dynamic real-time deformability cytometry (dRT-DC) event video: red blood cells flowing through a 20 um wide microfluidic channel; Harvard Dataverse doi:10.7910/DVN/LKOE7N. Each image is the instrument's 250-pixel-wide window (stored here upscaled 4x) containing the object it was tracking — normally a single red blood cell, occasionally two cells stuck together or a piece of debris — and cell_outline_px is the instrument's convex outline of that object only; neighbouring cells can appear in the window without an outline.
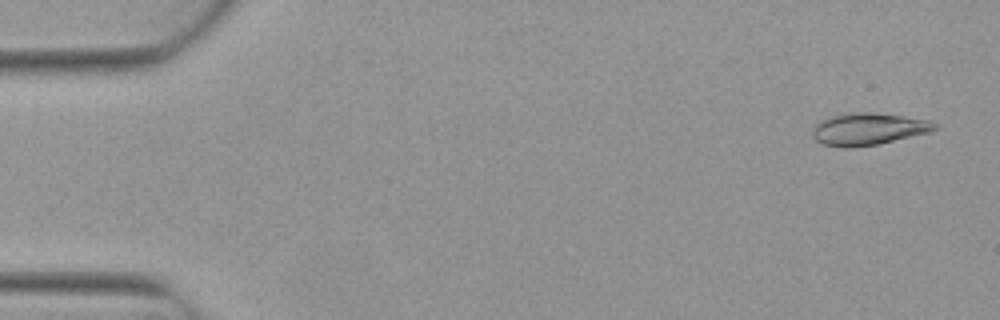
{"species": "Egyptian fruit bat (a non-hibernating species)", "species_latin": "Rousettus aegyptiacus", "temperature_condition": "warm", "stored_images_in_passage": 4, "camera_frame_rate_fps": 3000, "um_per_image_px": 0.085, "animal": {"sex": "female"}, "frame": {"image": 1, "passage_image": 1, "time_ms": 0.0, "image_size_px": [1000, 320], "cell_outline_px": [[940, 128], [928, 132], [880, 144], [852, 148], [840, 148], [820, 144], [812, 136], [812, 128], [820, 120], [832, 116], [856, 112], [872, 112], [904, 116], [928, 120], [940, 124]], "centroid_in_image_um": [73.8, 10.98], "position_along_channel_um": 11.2, "area_um2": 23.18}}